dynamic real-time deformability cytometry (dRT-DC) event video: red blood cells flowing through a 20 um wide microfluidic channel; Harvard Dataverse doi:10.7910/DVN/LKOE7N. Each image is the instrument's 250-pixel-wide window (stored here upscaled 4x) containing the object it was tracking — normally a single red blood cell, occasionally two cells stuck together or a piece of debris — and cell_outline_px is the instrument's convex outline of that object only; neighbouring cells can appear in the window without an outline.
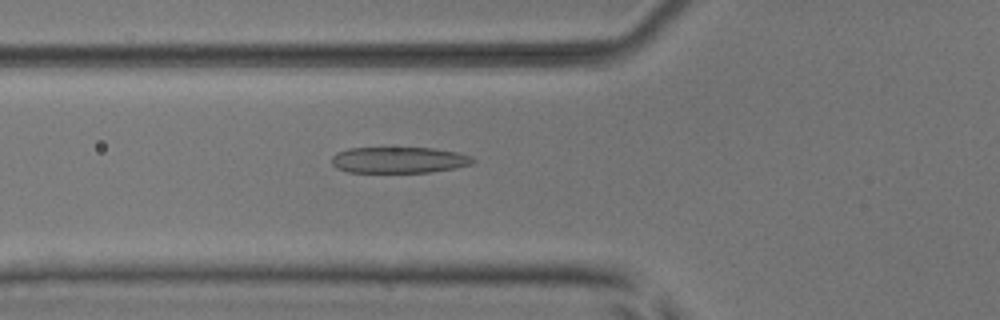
{"species": "common noctule bat (a hibernating species)", "species_latin": "Nyctalus noctula", "temperature_condition": "room temperature", "stored_images_in_passage": 52, "camera_frame_rate_fps": 3000, "um_per_image_px": 0.085, "animal": {"sex": "male", "body_mass_g": 17.9, "forearm_length_mm": 54.2}, "frame": {"image": 1, "passage_image": 19, "time_ms": 6.0, "image_size_px": [1000, 320], "cell_outline_px": [[476, 160], [472, 164], [456, 168], [432, 172], [348, 172], [336, 168], [332, 164], [332, 156], [336, 152], [348, 148], [432, 148], [456, 152], [472, 156]], "centroid_in_image_um": [33.91, 13.6], "position_along_channel_um": 91.9, "area_um2": 21.62}}
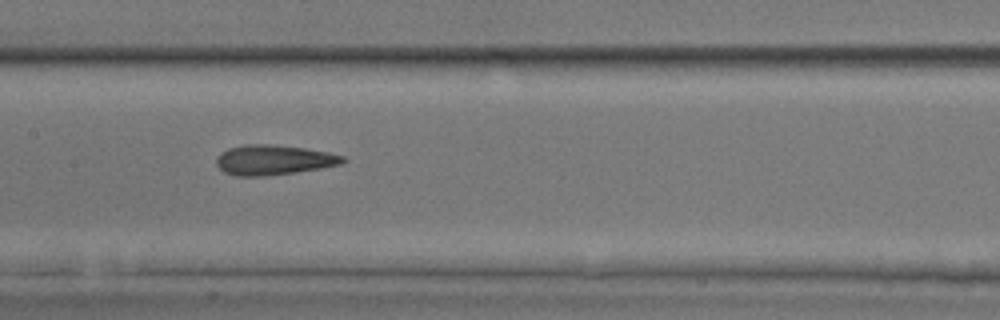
{"frame": {"image": 2, "passage_image": 26, "time_ms": 8.333, "image_size_px": [1000, 320], "cell_outline_px": [[348, 160], [340, 164], [320, 168], [264, 176], [236, 176], [224, 172], [216, 164], [216, 156], [220, 152], [228, 148], [248, 144], [268, 144], [304, 148], [328, 152], [344, 156]], "centroid_in_image_um": [23.23, 13.59], "position_along_channel_um": 184.2, "area_um2": 21.96}}
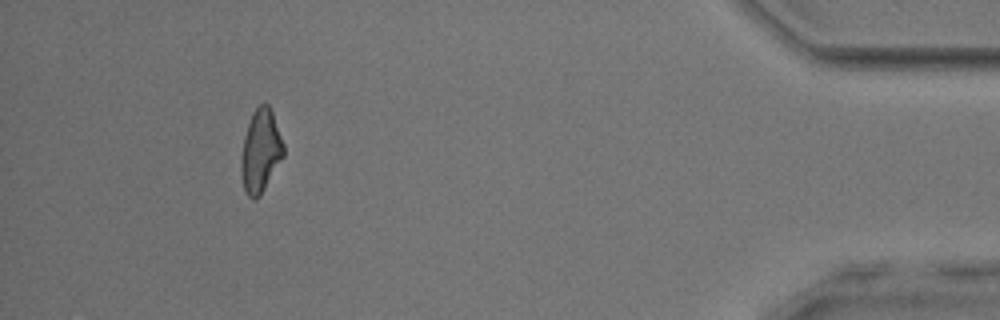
{"frame": {"image": 3, "passage_image": 48, "time_ms": 15.667, "image_size_px": [1000, 320], "cell_outline_px": [[284, 156], [260, 196], [252, 200], [244, 192], [240, 172], [240, 160], [244, 136], [252, 112], [260, 104], [268, 104], [272, 112], [284, 144]], "centroid_in_image_um": [22.13, 12.87], "position_along_channel_um": 413.1, "area_um2": 20.63}, "authors_computed_cell_mechanics": {"area_um2": 21.6461, "velocity_mm_per_s": 3.9378, "shape_relaxation_time_tau1_ms": 7.364, "shape_relaxation_time_tau2_ms": 2.2932, "deformation_change_tau1": 0.2187, "deformation_change_tau2": 0.142}}